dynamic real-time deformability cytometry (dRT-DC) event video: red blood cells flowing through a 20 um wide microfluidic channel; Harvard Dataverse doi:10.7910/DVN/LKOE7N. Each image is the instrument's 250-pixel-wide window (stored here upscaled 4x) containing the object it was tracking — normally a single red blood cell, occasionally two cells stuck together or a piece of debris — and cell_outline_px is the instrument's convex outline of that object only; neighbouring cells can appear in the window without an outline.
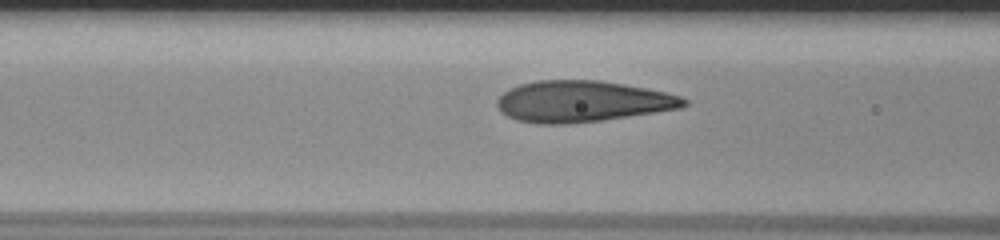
{"species": "human", "species_latin": "Homo sapiens", "temperature_condition": "room temperature", "stored_images_in_passage": 12, "camera_frame_rate_fps": 3000, "um_per_image_px": 0.085, "donor": {"sex": "male"}, "frame": {"image": 1, "passage_image": 6, "time_ms": 1.667, "image_size_px": [1000, 240], "cell_outline_px": [[688, 104], [680, 108], [604, 120], [568, 124], [536, 124], [516, 120], [500, 112], [496, 104], [496, 100], [508, 88], [520, 84], [536, 80], [600, 80], [624, 84], [664, 92], [680, 96], [688, 100]], "centroid_in_image_um": [49.44, 8.62], "position_along_channel_um": 117.2, "area_um2": 45.03}}
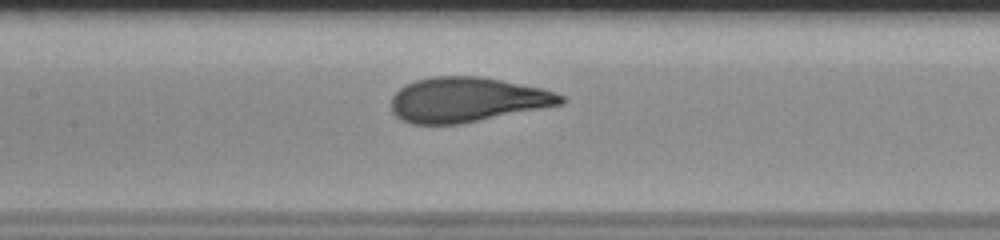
{"frame": {"image": 2, "passage_image": 10, "time_ms": 3.0, "image_size_px": [1000, 240], "cell_outline_px": [[564, 104], [460, 124], [412, 124], [400, 120], [392, 112], [392, 96], [400, 88], [416, 80], [432, 76], [480, 76], [540, 88], [564, 96]], "centroid_in_image_um": [39.67, 8.48], "position_along_channel_um": 167.7, "area_um2": 44.04}}